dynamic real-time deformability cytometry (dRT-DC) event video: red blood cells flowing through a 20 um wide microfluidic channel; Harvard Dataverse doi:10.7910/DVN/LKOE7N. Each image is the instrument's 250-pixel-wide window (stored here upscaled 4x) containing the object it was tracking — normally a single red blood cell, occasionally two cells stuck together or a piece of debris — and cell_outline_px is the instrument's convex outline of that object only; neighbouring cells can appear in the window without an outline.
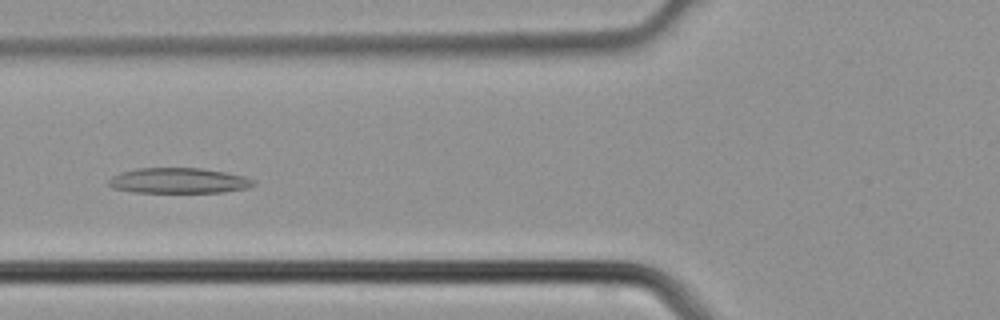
{"species": "common noctule bat (a hibernating species)", "species_latin": "Nyctalus noctula", "temperature_condition": "cold", "stored_images_in_passage": 3, "camera_frame_rate_fps": 3000, "um_per_image_px": 0.085, "animal": {"sex": "male", "body_mass_g": 21.5, "forearm_length_mm": 52.0}, "frame": {"image": 1, "passage_image": 3, "time_ms": 0.667, "image_size_px": [1000, 320], "cell_outline_px": [[256, 184], [248, 188], [224, 192], [132, 192], [112, 188], [108, 184], [108, 180], [112, 176], [120, 172], [136, 168], [200, 168], [224, 172], [244, 176], [256, 180]], "centroid_in_image_um": [15.18, 15.35], "position_along_channel_um": 110.6, "area_um2": 21.56}}